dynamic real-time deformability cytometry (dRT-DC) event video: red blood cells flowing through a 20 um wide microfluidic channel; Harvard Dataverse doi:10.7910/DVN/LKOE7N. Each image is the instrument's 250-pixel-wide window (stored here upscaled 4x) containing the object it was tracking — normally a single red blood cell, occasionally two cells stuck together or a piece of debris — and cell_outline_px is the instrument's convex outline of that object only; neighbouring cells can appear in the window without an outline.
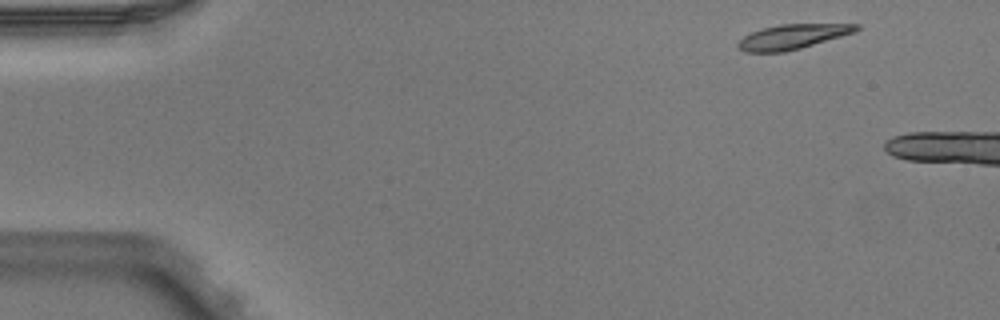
{"species": "Egyptian fruit bat (a non-hibernating species)", "species_latin": "Rousettus aegyptiacus", "temperature_condition": "warm", "stored_images_in_passage": 4, "camera_frame_rate_fps": 3000, "um_per_image_px": 0.085, "animal": {"sex": "male"}, "frame": {"image": 1, "passage_image": 1, "time_ms": 0.0, "image_size_px": [1000, 320], "cell_outline_px": [[860, 28], [856, 32], [800, 48], [784, 52], [744, 52], [736, 48], [736, 44], [744, 36], [752, 32], [764, 28], [780, 24], [860, 24]], "centroid_in_image_um": [67.35, 3.12], "position_along_channel_um": 17.6, "area_um2": 16.99}}